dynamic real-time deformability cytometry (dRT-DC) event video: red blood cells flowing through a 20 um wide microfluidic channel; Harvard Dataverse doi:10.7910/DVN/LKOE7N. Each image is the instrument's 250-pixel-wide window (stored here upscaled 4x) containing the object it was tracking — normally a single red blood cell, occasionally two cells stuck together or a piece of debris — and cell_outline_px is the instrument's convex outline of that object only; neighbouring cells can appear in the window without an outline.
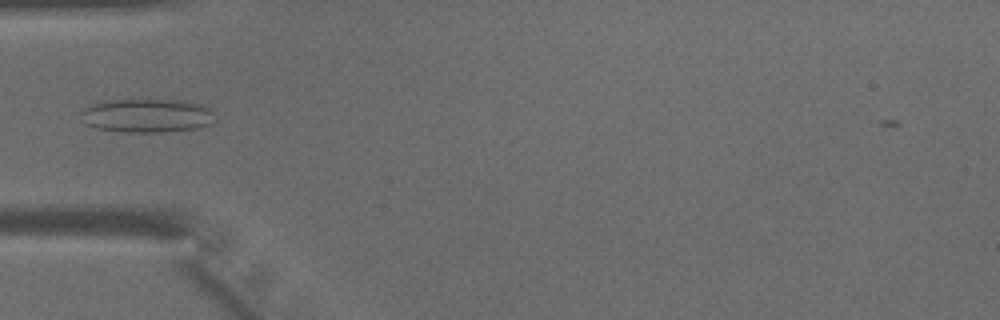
{"species": "common noctule bat (a hibernating species)", "species_latin": "Nyctalus noctula", "temperature_condition": "warm", "stored_images_in_passage": 34, "camera_frame_rate_fps": 3000, "um_per_image_px": 0.085, "animal": {"sex": "male", "body_mass_g": 15.6}, "frame": {"image": 1, "passage_image": 4, "time_ms": 1.0, "image_size_px": [1000, 320], "cell_outline_px": [[216, 120], [212, 124], [196, 128], [164, 132], [124, 132], [96, 128], [84, 124], [80, 112], [84, 108], [100, 100], [184, 100], [204, 104], [212, 112]], "centroid_in_image_um": [12.49, 9.82], "position_along_channel_um": 72.5, "area_um2": 26.7}}
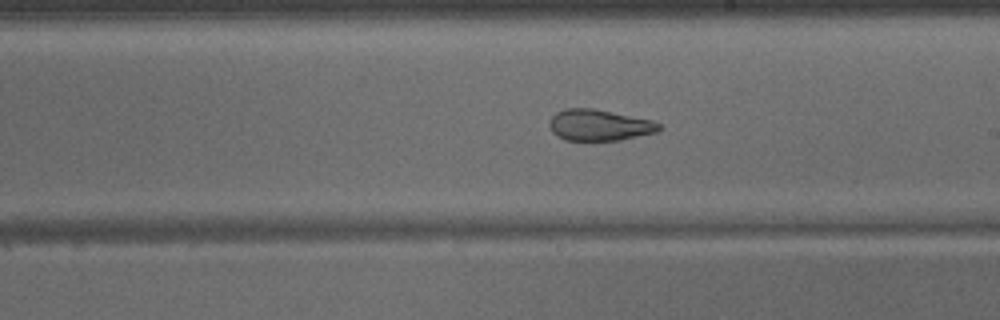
{"frame": {"image": 2, "passage_image": 15, "time_ms": 4.667, "image_size_px": [1000, 320], "cell_outline_px": [[664, 128], [656, 132], [620, 140], [564, 140], [552, 132], [548, 124], [552, 116], [556, 112], [564, 108], [592, 108], [652, 120], [660, 124]], "centroid_in_image_um": [50.92, 10.63], "position_along_channel_um": 238.1, "area_um2": 19.94}}
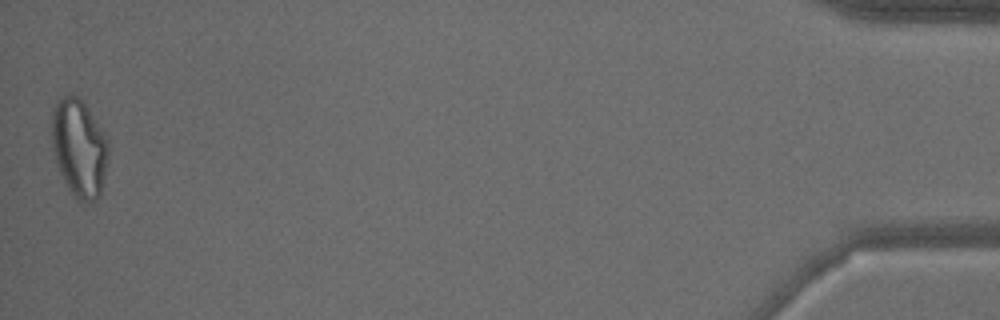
{"frame": {"image": 3, "passage_image": 34, "time_ms": 11.0, "image_size_px": [1000, 320], "cell_outline_px": [[108, 152], [104, 176], [100, 196], [92, 204], [88, 204], [80, 200], [68, 188], [60, 172], [52, 148], [52, 108], [68, 92], [80, 96], [88, 108], [108, 140]], "centroid_in_image_um": [6.73, 12.56], "position_along_channel_um": 428.5, "area_um2": 32.19}}